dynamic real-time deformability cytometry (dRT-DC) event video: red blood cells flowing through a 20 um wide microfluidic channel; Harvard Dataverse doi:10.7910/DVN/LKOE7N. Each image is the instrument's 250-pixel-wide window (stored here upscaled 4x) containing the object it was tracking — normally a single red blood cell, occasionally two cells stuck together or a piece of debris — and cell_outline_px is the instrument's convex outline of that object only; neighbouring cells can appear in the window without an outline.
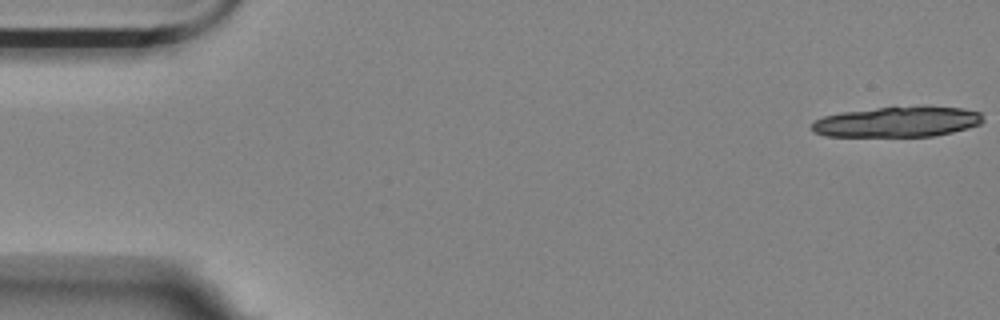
{"species": "Egyptian fruit bat (a non-hibernating species)", "species_latin": "Rousettus aegyptiacus", "temperature_condition": "room temperature", "stored_images_in_passage": 42, "segment_of_instrument_passage": [1, 2], "camera_frame_rate_fps": 3000, "um_per_image_px": 0.085, "animal": {"sex": "female"}, "frame": {"image": 1, "passage_image": 1, "time_ms": 0.0, "image_size_px": [1000, 320], "cell_outline_px": [[984, 120], [980, 124], [968, 128], [952, 132], [932, 136], [824, 136], [816, 132], [812, 128], [812, 124], [816, 120], [824, 116], [840, 112], [876, 108], [924, 104], [964, 108], [980, 112]], "centroid_in_image_um": [76.35, 10.32], "position_along_channel_um": 8.6, "area_um2": 30.87}}